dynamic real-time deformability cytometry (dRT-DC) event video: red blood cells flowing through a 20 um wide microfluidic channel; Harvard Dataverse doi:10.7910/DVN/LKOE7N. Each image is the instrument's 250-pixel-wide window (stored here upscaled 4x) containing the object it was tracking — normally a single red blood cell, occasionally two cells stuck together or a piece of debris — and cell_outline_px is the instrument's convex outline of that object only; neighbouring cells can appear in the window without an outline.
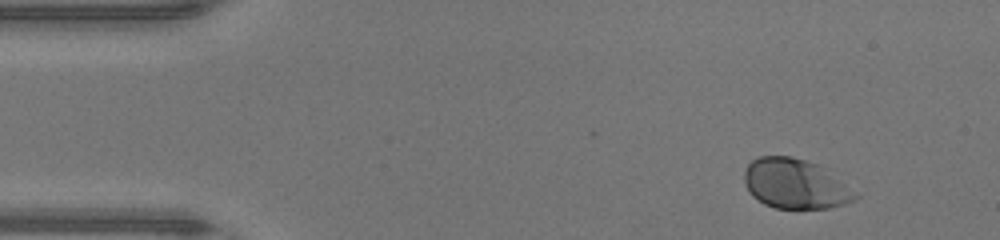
{"species": "human", "species_latin": "Homo sapiens", "temperature_condition": "warm", "stored_images_in_passage": 44, "camera_frame_rate_fps": 3000, "um_per_image_px": 0.085, "donor": {"sex": "male"}, "frame": {"image": 1, "passage_image": 1, "time_ms": 0.0, "image_size_px": [1000, 240], "cell_outline_px": [[860, 196], [844, 204], [828, 208], [776, 208], [764, 204], [752, 196], [748, 192], [744, 180], [744, 168], [752, 160], [760, 156], [792, 156], [820, 164], [828, 168]], "centroid_in_image_um": [67.59, 15.61], "position_along_channel_um": 17.4, "area_um2": 32.54}}
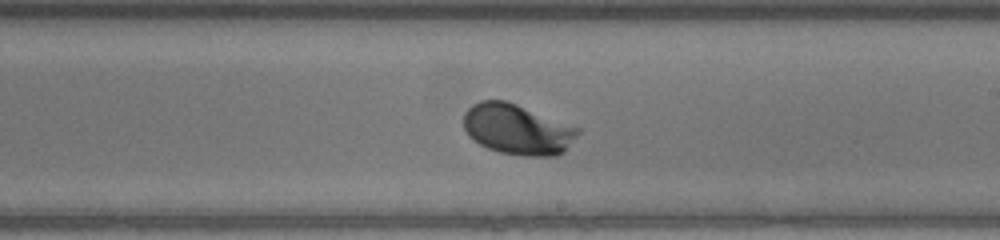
{"frame": {"image": 2, "passage_image": 24, "time_ms": 7.667, "image_size_px": [1000, 240], "cell_outline_px": [[580, 132], [564, 152], [556, 156], [524, 156], [500, 152], [488, 148], [472, 140], [468, 136], [464, 128], [464, 112], [472, 104], [480, 100], [504, 100], [516, 104], [580, 128]], "centroid_in_image_um": [43.96, 11.0], "position_along_channel_um": 245.0, "area_um2": 33.58}}
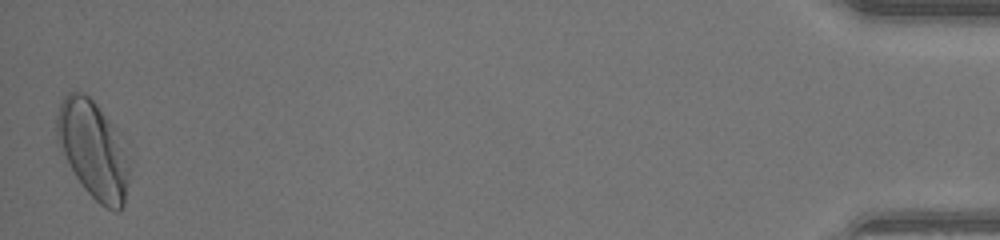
{"frame": {"image": 3, "passage_image": 44, "time_ms": 14.333, "image_size_px": [1000, 240], "cell_outline_px": [[128, 180], [124, 204], [120, 212], [112, 212], [100, 204], [84, 188], [68, 164], [56, 140], [56, 116], [60, 104], [64, 96], [68, 92], [80, 92], [88, 96], [96, 104], [112, 124], [120, 140], [128, 164]], "centroid_in_image_um": [7.88, 12.74], "position_along_channel_um": 427.3, "area_um2": 40.46}, "authors_computed_cell_mechanics": {"area_um2": 31.9923, "velocity_mm_per_s": 4.2697, "shape_relaxation_time_tau1_ms": 1.2623, "shape_relaxation_time_tau2_ms": null, "deformation_change_tau1": 0.129, "deformation_change_tau2": null}}